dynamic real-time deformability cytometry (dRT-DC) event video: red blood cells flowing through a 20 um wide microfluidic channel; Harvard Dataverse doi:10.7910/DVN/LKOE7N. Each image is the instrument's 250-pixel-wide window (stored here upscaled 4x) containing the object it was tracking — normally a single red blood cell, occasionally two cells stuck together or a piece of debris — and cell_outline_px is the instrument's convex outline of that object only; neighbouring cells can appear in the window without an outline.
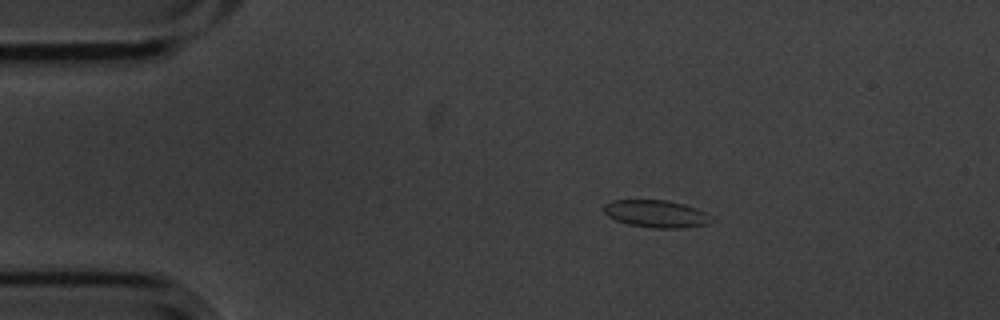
{"species": "common noctule bat (a hibernating species)", "species_latin": "Nyctalus noctula", "temperature_condition": "cold", "stored_images_in_passage": 5, "camera_frame_rate_fps": 3000, "um_per_image_px": 0.085, "animal": {"sex": "male", "body_mass_g": 20.1, "forearm_length_mm": 53.5}, "frame": {"image": 1, "passage_image": 2, "time_ms": 0.333, "image_size_px": [1000, 320], "cell_outline_px": [[712, 220], [708, 224], [680, 228], [652, 228], [628, 224], [616, 220], [608, 216], [604, 212], [604, 204], [612, 200], [668, 200], [684, 204], [696, 208], [704, 212]], "centroid_in_image_um": [55.74, 18.17], "position_along_channel_um": 29.3, "area_um2": 17.05}}
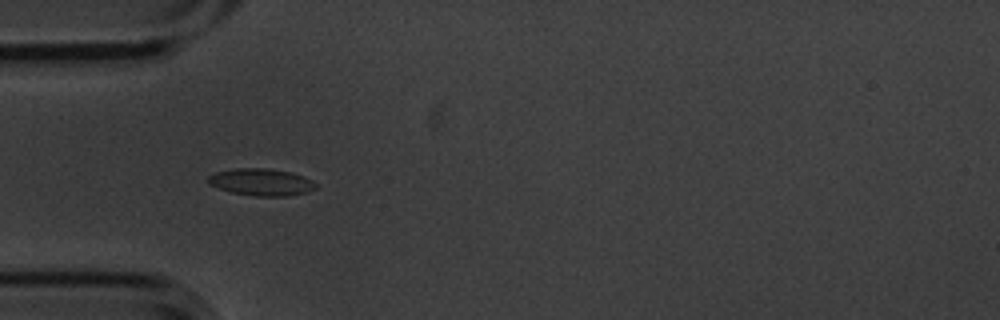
{"frame": {"image": 2, "passage_image": 4, "time_ms": 1.0, "image_size_px": [1000, 320], "cell_outline_px": [[316, 188], [308, 192], [288, 196], [256, 196], [232, 192], [208, 184], [208, 176], [216, 172], [236, 168], [268, 168], [292, 172], [304, 176], [312, 180], [316, 184]], "centroid_in_image_um": [22.24, 15.47], "position_along_channel_um": 62.8, "area_um2": 16.99}}
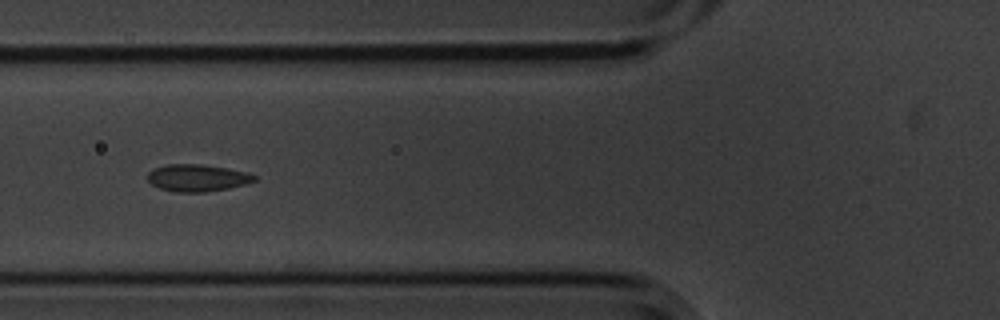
{"frame": {"image": 3, "passage_image": 5, "time_ms": 1.333, "image_size_px": [1000, 320], "cell_outline_px": [[256, 180], [244, 184], [228, 188], [204, 192], [176, 192], [160, 188], [152, 184], [148, 180], [148, 172], [152, 168], [168, 164], [204, 164], [248, 172], [256, 176]], "centroid_in_image_um": [16.75, 15.11], "position_along_channel_um": 109.0, "area_um2": 16.82}}